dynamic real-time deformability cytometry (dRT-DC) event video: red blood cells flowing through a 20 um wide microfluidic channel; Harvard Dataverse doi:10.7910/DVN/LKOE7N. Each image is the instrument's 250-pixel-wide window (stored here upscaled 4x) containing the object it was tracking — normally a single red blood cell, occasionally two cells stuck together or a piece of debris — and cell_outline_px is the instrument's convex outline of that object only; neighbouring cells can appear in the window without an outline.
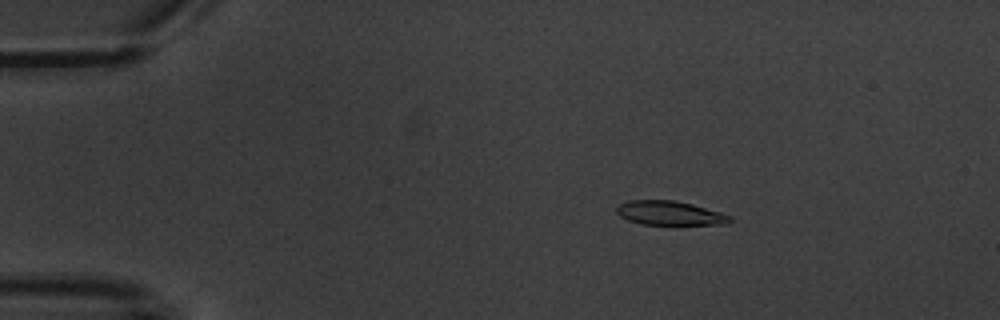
{"species": "common noctule bat (a hibernating species)", "species_latin": "Nyctalus noctula", "temperature_condition": "warm", "stored_images_in_passage": 7, "camera_frame_rate_fps": 3000, "um_per_image_px": 0.085, "animal": {"sex": "male", "body_mass_g": 20.1, "forearm_length_mm": 53.5}, "frame": {"image": 1, "passage_image": 4, "time_ms": 3.333, "image_size_px": [1000, 320], "cell_outline_px": [[732, 220], [728, 224], [640, 224], [628, 220], [620, 216], [616, 212], [616, 208], [620, 204], [628, 200], [676, 200], [692, 204], [720, 212], [732, 216]], "centroid_in_image_um": [56.92, 18.11], "position_along_channel_um": 28.1, "area_um2": 15.9}}
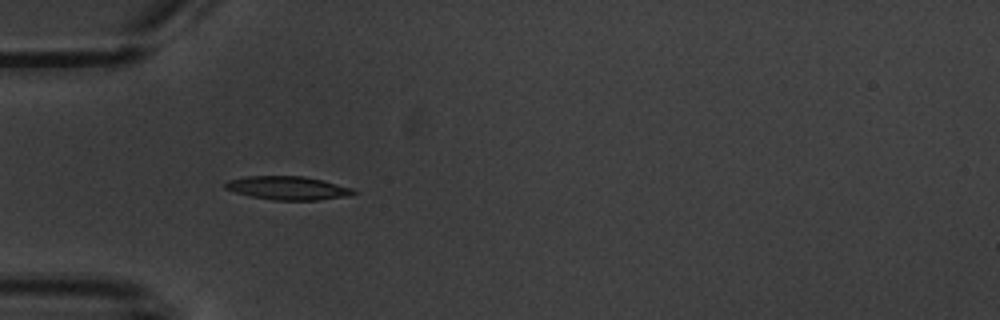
{"frame": {"image": 2, "passage_image": 6, "time_ms": 6.0, "image_size_px": [1000, 320], "cell_outline_px": [[356, 192], [348, 196], [320, 200], [272, 200], [252, 196], [236, 192], [224, 188], [224, 184], [228, 180], [244, 176], [304, 176], [352, 188]], "centroid_in_image_um": [24.43, 15.98], "position_along_channel_um": 60.6, "area_um2": 17.4}}